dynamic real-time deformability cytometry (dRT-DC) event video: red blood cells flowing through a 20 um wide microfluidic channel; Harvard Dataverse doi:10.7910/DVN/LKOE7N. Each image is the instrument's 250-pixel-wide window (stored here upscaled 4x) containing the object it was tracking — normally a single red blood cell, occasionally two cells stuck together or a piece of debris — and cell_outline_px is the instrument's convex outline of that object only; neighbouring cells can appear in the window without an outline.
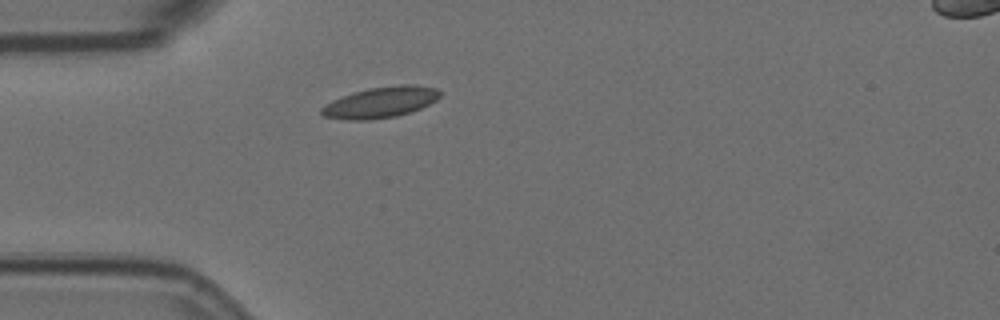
{"species": "Egyptian fruit bat (a non-hibernating species)", "species_latin": "Rousettus aegyptiacus", "temperature_condition": "room temperature", "stored_images_in_passage": 2, "camera_frame_rate_fps": 3000, "um_per_image_px": 0.085, "animal": {"sex": "female"}, "frame": {"image": 1, "passage_image": 2, "time_ms": 0.333, "image_size_px": [1000, 320], "cell_outline_px": [[440, 96], [436, 100], [412, 112], [396, 116], [372, 120], [344, 120], [324, 116], [320, 112], [320, 108], [332, 100], [352, 92], [368, 88], [400, 84], [416, 84], [436, 88], [440, 92]], "centroid_in_image_um": [32.34, 8.69], "position_along_channel_um": 52.7, "area_um2": 21.56}}